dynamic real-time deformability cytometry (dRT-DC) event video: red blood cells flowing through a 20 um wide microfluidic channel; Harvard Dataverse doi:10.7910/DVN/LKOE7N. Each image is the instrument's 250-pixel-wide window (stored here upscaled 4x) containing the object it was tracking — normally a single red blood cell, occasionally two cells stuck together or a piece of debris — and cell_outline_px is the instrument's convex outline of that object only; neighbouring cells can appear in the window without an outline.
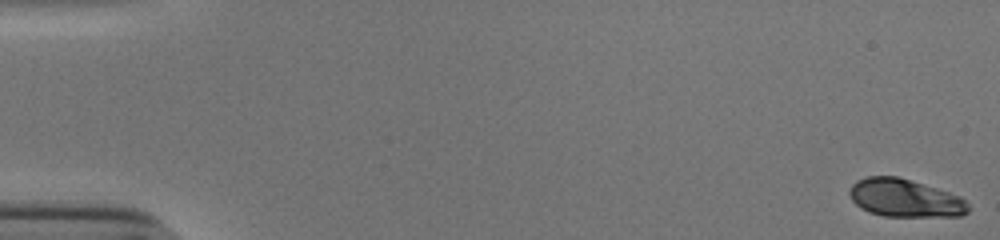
{"species": "human", "species_latin": "Homo sapiens", "temperature_condition": "cold", "stored_images_in_passage": 54, "camera_frame_rate_fps": 3000, "um_per_image_px": 0.085, "donor": {"sex": "male"}, "frame": {"image": 1, "passage_image": 1, "time_ms": 0.0, "image_size_px": [1000, 240], "cell_outline_px": [[968, 212], [960, 216], [884, 216], [868, 212], [860, 208], [852, 200], [848, 192], [852, 184], [856, 180], [868, 176], [896, 176], [936, 188], [960, 196], [968, 204]], "centroid_in_image_um": [76.88, 16.84], "position_along_channel_um": 8.1, "area_um2": 26.13}}
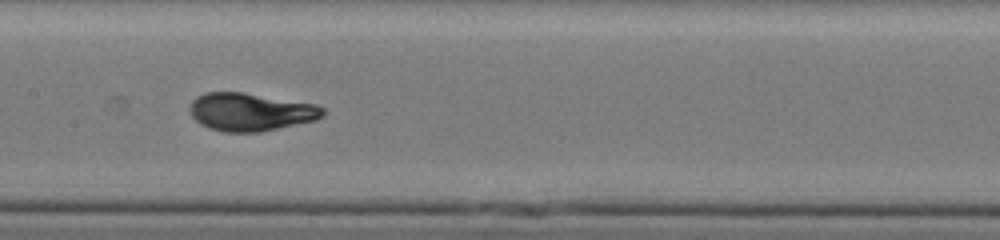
{"frame": {"image": 2, "passage_image": 28, "time_ms": 9.0, "image_size_px": [1000, 240], "cell_outline_px": [[324, 116], [316, 120], [260, 132], [224, 132], [208, 128], [200, 124], [192, 116], [188, 108], [192, 100], [196, 96], [204, 92], [240, 92], [316, 104], [324, 108]], "centroid_in_image_um": [21.27, 9.52], "position_along_channel_um": 186.1, "area_um2": 29.48}}
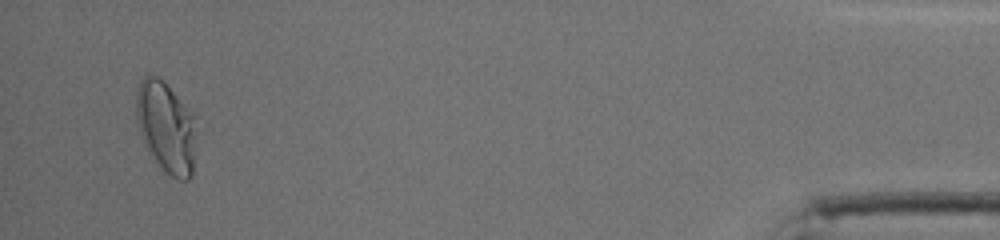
{"frame": {"image": 3, "passage_image": 52, "time_ms": 17.0, "image_size_px": [1000, 240], "cell_outline_px": [[196, 116], [192, 176], [188, 180], [176, 180], [156, 168], [140, 136], [136, 120], [136, 92], [140, 80], [148, 72], [160, 76]], "centroid_in_image_um": [14.09, 10.81], "position_along_channel_um": 421.1, "area_um2": 33.12}, "authors_computed_cell_mechanics": {"area_um2": 28.7266, "velocity_mm_per_s": 3.8407, "shape_relaxation_time_tau1_ms": 3.935, "shape_relaxation_time_tau2_ms": null, "deformation_change_tau1": 0.1691, "deformation_change_tau2": null}}